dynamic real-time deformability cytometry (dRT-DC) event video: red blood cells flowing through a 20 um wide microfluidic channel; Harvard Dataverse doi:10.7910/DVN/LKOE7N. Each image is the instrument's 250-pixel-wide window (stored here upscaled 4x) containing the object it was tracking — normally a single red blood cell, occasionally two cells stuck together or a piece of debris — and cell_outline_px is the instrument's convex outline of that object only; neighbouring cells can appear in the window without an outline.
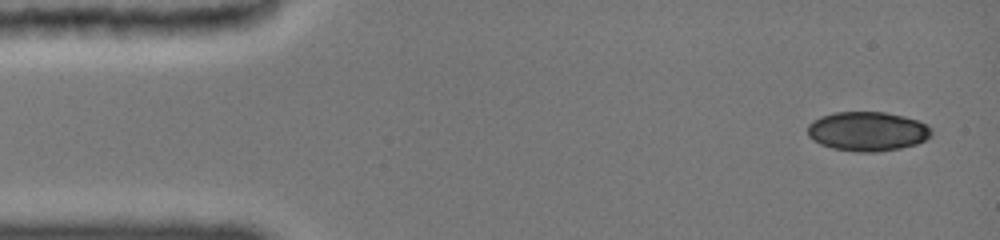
{"species": "common noctule bat (a hibernating species)", "species_latin": "Nyctalus noctula", "temperature_condition": "cold", "stored_images_in_passage": 4, "camera_frame_rate_fps": 3000, "um_per_image_px": 0.085, "animal": {"sex": "female", "body_mass_g": 19.0, "forearm_length_mm": 51.5}, "frame": {"image": 1, "passage_image": 1, "time_ms": 0.0, "image_size_px": [1000, 240], "cell_outline_px": [[932, 136], [916, 144], [900, 148], [872, 152], [860, 152], [832, 148], [820, 144], [808, 132], [808, 124], [824, 116], [836, 112], [884, 112], [904, 116], [916, 120], [924, 124], [932, 132]], "centroid_in_image_um": [73.76, 11.16], "position_along_channel_um": 11.2, "area_um2": 27.8}}
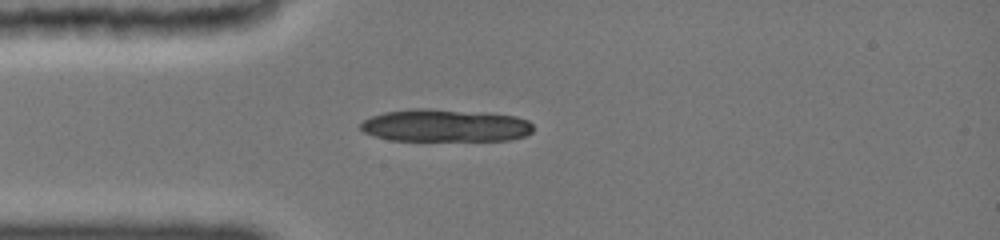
{"frame": {"image": 2, "passage_image": 4, "time_ms": 3.333, "image_size_px": [1000, 240], "cell_outline_px": [[532, 132], [524, 136], [508, 140], [392, 140], [376, 136], [364, 132], [360, 128], [360, 124], [364, 120], [372, 116], [384, 112], [456, 112], [516, 116], [528, 120], [532, 124]], "centroid_in_image_um": [37.88, 10.74], "position_along_channel_um": 47.1, "area_um2": 30.69}}